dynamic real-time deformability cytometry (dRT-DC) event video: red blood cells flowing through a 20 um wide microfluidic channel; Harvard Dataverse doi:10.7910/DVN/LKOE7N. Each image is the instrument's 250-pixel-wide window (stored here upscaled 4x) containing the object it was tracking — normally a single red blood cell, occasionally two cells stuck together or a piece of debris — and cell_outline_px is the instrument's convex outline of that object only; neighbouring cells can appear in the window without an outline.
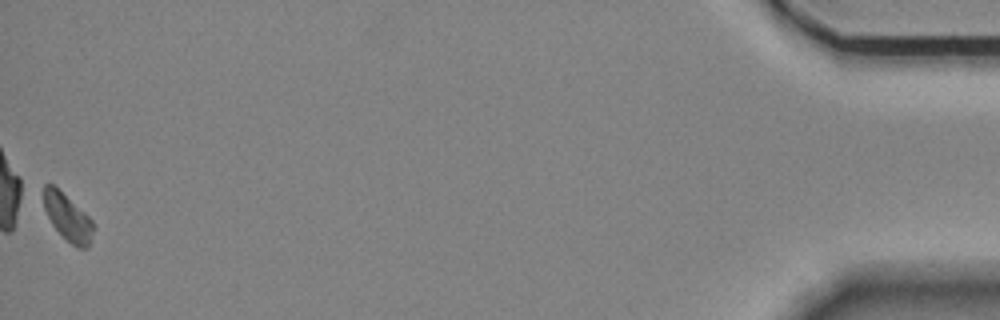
{"species": "Egyptian fruit bat (a non-hibernating species)", "species_latin": "Rousettus aegyptiacus", "temperature_condition": "room temperature", "stored_images_in_passage": 48, "camera_frame_rate_fps": 3000, "um_per_image_px": 0.085, "animal": {"sex": "female"}, "frame": {"image": 1, "passage_image": 48, "time_ms": 15.667, "image_size_px": [1000, 320], "cell_outline_px": [[96, 228], [88, 248], [76, 248], [52, 224], [44, 208], [44, 184], [52, 184], [88, 216], [92, 220]], "centroid_in_image_um": [5.8, 18.51], "position_along_channel_um": 429.4, "area_um2": 13.24}, "authors_computed_cell_mechanics": {"area_um2": 14.5656, "velocity_mm_per_s": 3.4983, "shape_relaxation_time_tau1_ms": 2.5835, "shape_relaxation_time_tau2_ms": null, "deformation_change_tau1": 0.1881, "deformation_change_tau2": null}}